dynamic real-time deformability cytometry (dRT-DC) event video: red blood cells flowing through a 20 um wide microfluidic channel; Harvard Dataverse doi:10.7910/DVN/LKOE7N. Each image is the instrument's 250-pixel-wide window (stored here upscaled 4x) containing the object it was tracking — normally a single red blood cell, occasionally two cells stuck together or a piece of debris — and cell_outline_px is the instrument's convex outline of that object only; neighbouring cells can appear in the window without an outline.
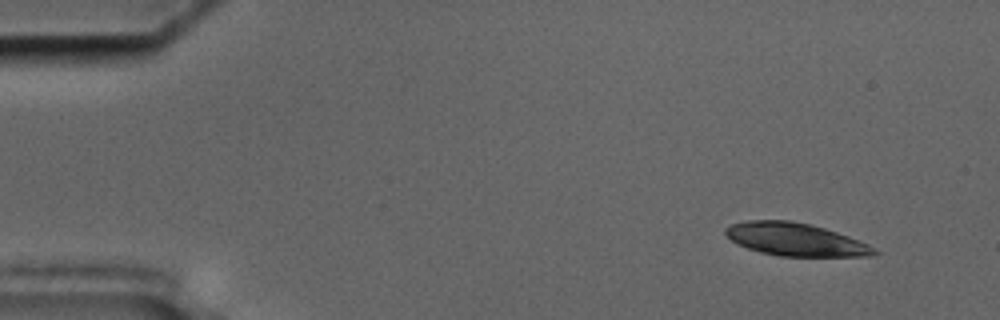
{"species": "common noctule bat (a hibernating species)", "species_latin": "Nyctalus noctula", "temperature_condition": "cold", "stored_images_in_passage": 12, "camera_frame_rate_fps": 3000, "um_per_image_px": 0.085, "animal": {"sex": "male", "body_mass_g": 17.5, "forearm_length_mm": 52.3}, "frame": {"image": 1, "passage_image": 1, "time_ms": 0.0, "image_size_px": [1000, 320], "cell_outline_px": [[880, 252], [872, 256], [776, 256], [760, 252], [748, 248], [732, 240], [724, 232], [724, 228], [732, 224], [748, 220], [788, 220], [808, 224], [824, 228], [848, 236], [868, 244], [876, 248]], "centroid_in_image_um": [67.63, 20.36], "position_along_channel_um": 17.4, "area_um2": 28.26}}